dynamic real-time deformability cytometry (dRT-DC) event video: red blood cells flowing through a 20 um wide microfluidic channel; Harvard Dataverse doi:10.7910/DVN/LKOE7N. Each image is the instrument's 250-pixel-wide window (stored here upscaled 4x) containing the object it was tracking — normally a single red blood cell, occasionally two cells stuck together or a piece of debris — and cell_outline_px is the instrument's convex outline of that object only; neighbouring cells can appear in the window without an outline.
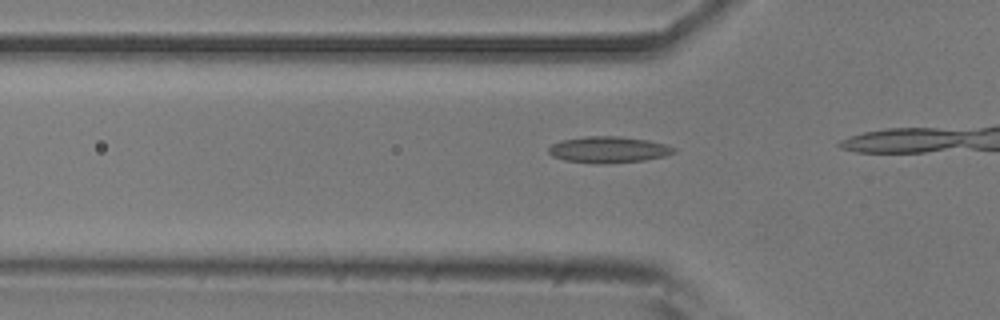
{"species": "common noctule bat (a hibernating species)", "species_latin": "Nyctalus noctula", "temperature_condition": "room temperature", "stored_images_in_passage": 13, "camera_frame_rate_fps": 3000, "um_per_image_px": 0.085, "animal": {"sex": "male", "body_mass_g": 20.5, "forearm_length_mm": 52.5}, "frame": {"image": 1, "passage_image": 11, "time_ms": 3.333, "image_size_px": [1000, 320], "cell_outline_px": [[676, 152], [664, 156], [644, 160], [604, 164], [596, 164], [564, 160], [552, 156], [548, 152], [548, 148], [552, 144], [560, 140], [584, 136], [620, 136], [648, 140], [664, 144], [676, 148]], "centroid_in_image_um": [51.69, 12.72], "position_along_channel_um": 74.1, "area_um2": 19.36}}